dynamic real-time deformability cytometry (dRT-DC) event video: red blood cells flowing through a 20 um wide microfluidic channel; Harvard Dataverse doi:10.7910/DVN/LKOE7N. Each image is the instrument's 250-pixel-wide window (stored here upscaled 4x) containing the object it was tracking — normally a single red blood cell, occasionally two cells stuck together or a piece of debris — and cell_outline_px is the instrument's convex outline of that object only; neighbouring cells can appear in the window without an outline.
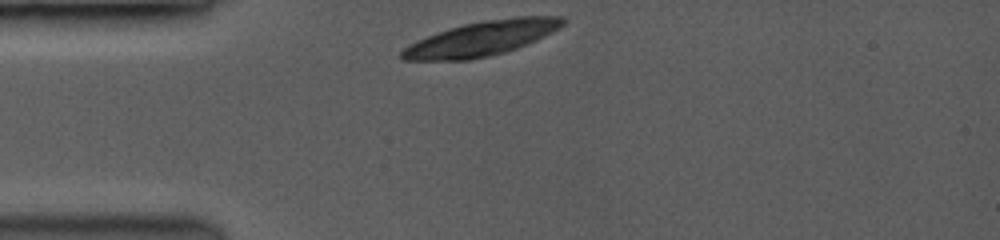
{"species": "common noctule bat (a hibernating species)", "species_latin": "Nyctalus noctula", "temperature_condition": "room temperature", "stored_images_in_passage": 5, "camera_frame_rate_fps": 3500, "um_per_image_px": 0.085, "animal": {"sex": "female", "body_mass_g": 19.0, "forearm_length_mm": 53.3}, "frame": {"image": 1, "passage_image": 1, "time_ms": 0.0, "image_size_px": [1000, 240], "cell_outline_px": [[564, 24], [552, 32], [516, 48], [504, 52], [488, 56], [468, 60], [404, 60], [400, 56], [400, 52], [408, 44], [416, 40], [464, 24], [484, 20], [512, 16], [564, 16]], "centroid_in_image_um": [40.93, 3.26], "position_along_channel_um": 44.1, "area_um2": 32.08}}